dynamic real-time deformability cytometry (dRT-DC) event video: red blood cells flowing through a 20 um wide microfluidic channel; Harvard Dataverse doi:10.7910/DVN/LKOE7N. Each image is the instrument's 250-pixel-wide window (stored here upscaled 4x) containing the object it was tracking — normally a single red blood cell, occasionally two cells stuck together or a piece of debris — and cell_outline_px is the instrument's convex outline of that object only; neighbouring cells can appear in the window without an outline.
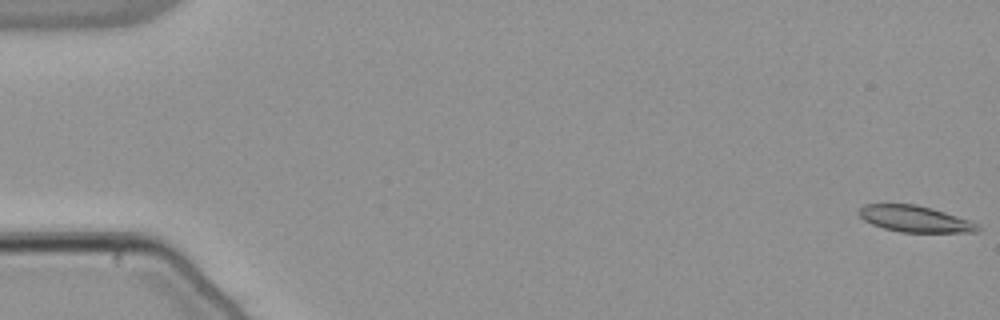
{"species": "common noctule bat (a hibernating species)", "species_latin": "Nyctalus noctula", "temperature_condition": "warm", "stored_images_in_passage": 55, "camera_frame_rate_fps": 3000, "um_per_image_px": 0.085, "animal": {"sex": "male", "body_mass_g": 21.5, "forearm_length_mm": 52.0}, "frame": {"image": 1, "passage_image": 1, "time_ms": 0.0, "image_size_px": [1000, 320], "cell_outline_px": [[980, 232], [900, 232], [884, 228], [872, 224], [864, 220], [856, 212], [864, 204], [916, 204], [932, 208], [980, 224]], "centroid_in_image_um": [77.76, 18.6], "position_along_channel_um": 7.2, "area_um2": 18.21}}
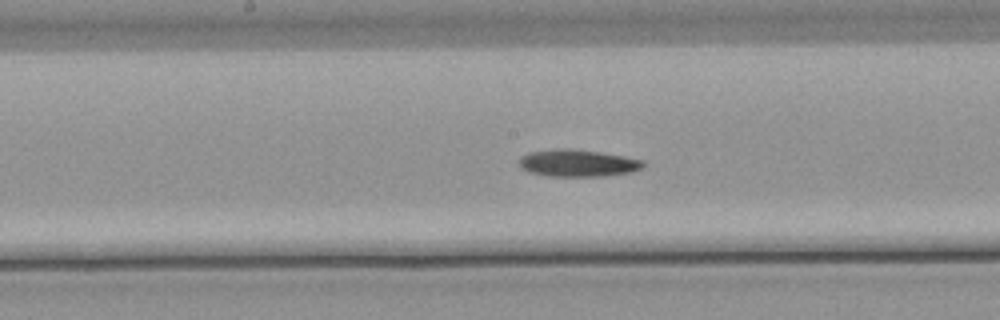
{"frame": {"image": 2, "passage_image": 29, "time_ms": 9.333, "image_size_px": [1000, 320], "cell_outline_px": [[644, 164], [640, 168], [632, 172], [604, 176], [548, 176], [528, 172], [520, 168], [516, 164], [520, 156], [528, 152], [556, 148], [568, 148], [600, 152], [624, 156], [644, 160]], "centroid_in_image_um": [49.03, 13.86], "position_along_channel_um": 199.2, "area_um2": 19.88}}
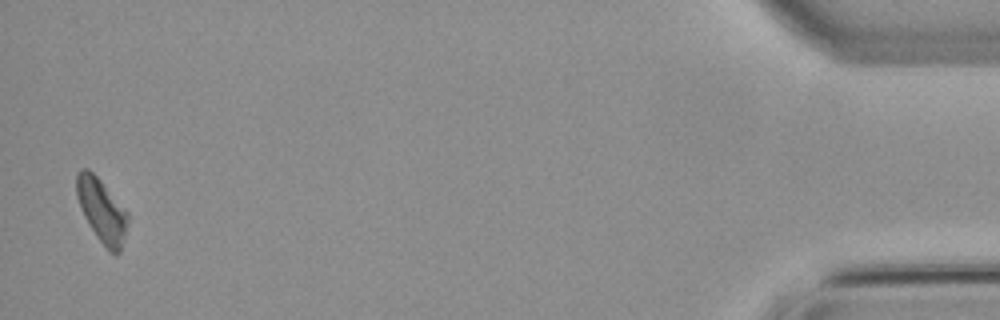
{"frame": {"image": 3, "passage_image": 54, "time_ms": 17.667, "image_size_px": [1000, 320], "cell_outline_px": [[128, 220], [120, 252], [116, 256], [108, 252], [96, 236], [88, 224], [84, 216], [76, 196], [76, 172], [80, 168], [88, 168], [100, 180], [128, 212]], "centroid_in_image_um": [8.63, 17.91], "position_along_channel_um": 426.6, "area_um2": 19.02}}